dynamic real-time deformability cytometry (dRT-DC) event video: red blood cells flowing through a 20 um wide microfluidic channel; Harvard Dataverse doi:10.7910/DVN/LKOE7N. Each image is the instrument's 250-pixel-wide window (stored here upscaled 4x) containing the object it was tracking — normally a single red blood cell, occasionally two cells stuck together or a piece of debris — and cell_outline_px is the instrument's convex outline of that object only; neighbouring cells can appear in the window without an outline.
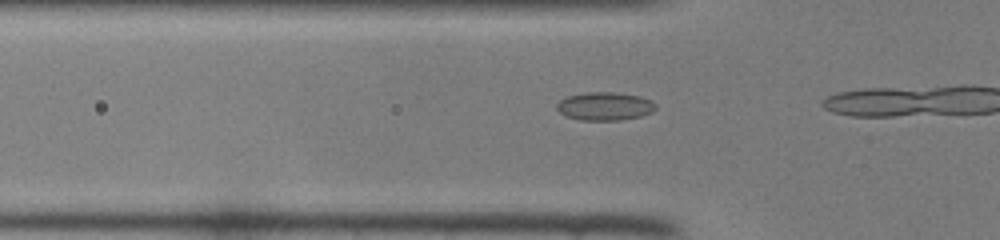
{"species": "common noctule bat (a hibernating species)", "species_latin": "Nyctalus noctula", "temperature_condition": "room temperature", "stored_images_in_passage": 14, "camera_frame_rate_fps": 3000, "um_per_image_px": 0.085, "animal": {"sex": "female", "body_mass_g": 22.0, "forearm_length_mm": 56.7}, "frame": {"image": 1, "passage_image": 12, "time_ms": 3.667, "image_size_px": [1000, 240], "cell_outline_px": [[656, 108], [652, 112], [640, 116], [620, 120], [580, 120], [568, 116], [560, 112], [556, 108], [556, 104], [560, 100], [568, 96], [584, 92], [616, 92], [640, 96], [652, 100], [656, 104]], "centroid_in_image_um": [51.42, 9.02], "position_along_channel_um": 74.4, "area_um2": 16.3}}